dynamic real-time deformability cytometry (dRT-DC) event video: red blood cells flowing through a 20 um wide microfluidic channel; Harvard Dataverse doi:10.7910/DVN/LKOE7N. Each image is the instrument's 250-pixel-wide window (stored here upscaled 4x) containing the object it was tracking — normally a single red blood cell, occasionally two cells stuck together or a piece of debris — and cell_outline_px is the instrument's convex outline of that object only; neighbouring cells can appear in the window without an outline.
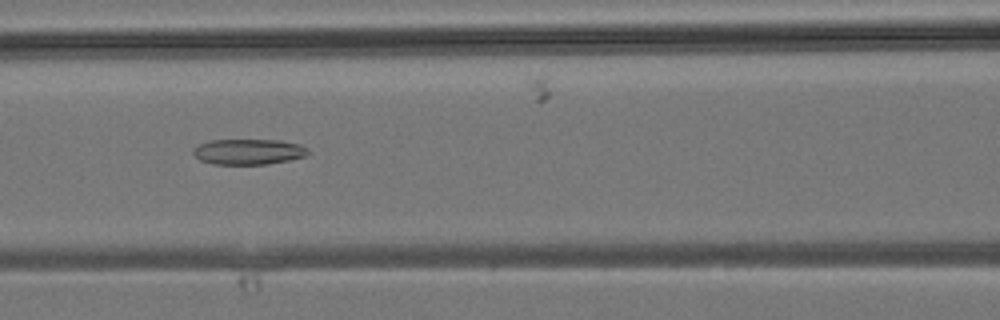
{"species": "common noctule bat (a hibernating species)", "species_latin": "Nyctalus noctula", "temperature_condition": "room temperature", "stored_images_in_passage": 38, "camera_frame_rate_fps": 3000, "um_per_image_px": 0.085, "animal": {"sex": "male", "body_mass_g": 19.2, "forearm_length_mm": 51.8}, "frame": {"image": 1, "passage_image": 17, "time_ms": 5.333, "image_size_px": [1000, 320], "cell_outline_px": [[308, 152], [304, 156], [288, 160], [268, 164], [212, 164], [200, 160], [192, 152], [200, 144], [212, 140], [280, 140], [300, 144], [308, 148]], "centroid_in_image_um": [21.14, 12.89], "position_along_channel_um": 145.5, "area_um2": 16.94}}
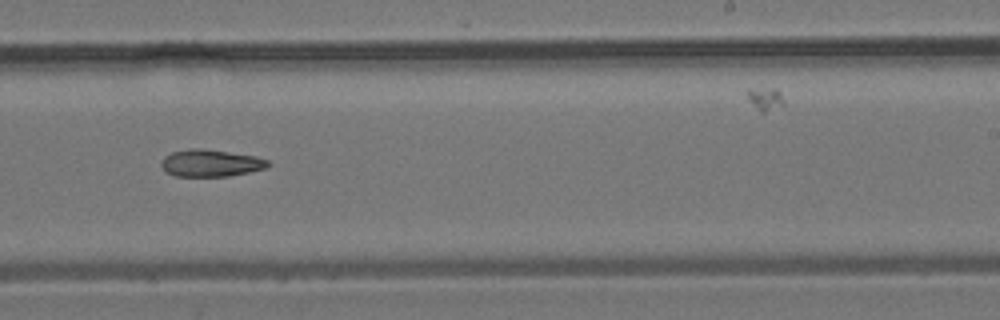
{"frame": {"image": 2, "passage_image": 24, "time_ms": 7.667, "image_size_px": [1000, 320], "cell_outline_px": [[272, 164], [264, 168], [248, 172], [228, 176], [176, 176], [168, 172], [160, 164], [164, 156], [172, 152], [192, 148], [200, 148], [256, 156], [268, 160]], "centroid_in_image_um": [17.92, 13.86], "position_along_channel_um": 271.1, "area_um2": 16.65}}
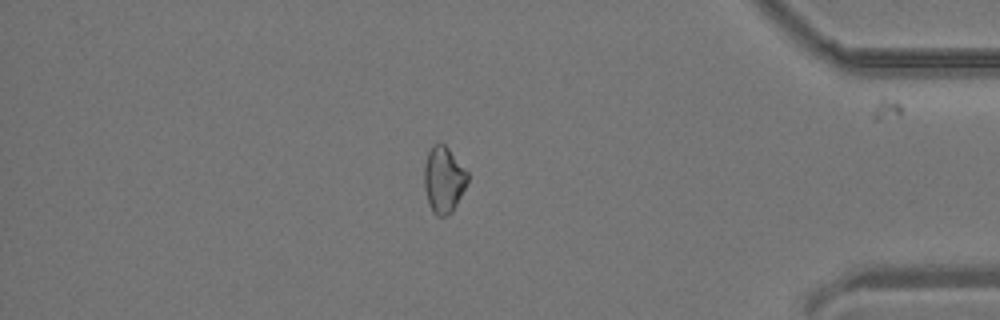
{"frame": {"image": 3, "passage_image": 33, "time_ms": 10.667, "image_size_px": [1000, 320], "cell_outline_px": [[468, 180], [452, 212], [444, 216], [436, 216], [432, 212], [424, 188], [424, 164], [428, 152], [432, 144], [444, 144], [448, 148], [468, 172]], "centroid_in_image_um": [37.69, 15.26], "position_along_channel_um": 397.5, "area_um2": 16.59}}